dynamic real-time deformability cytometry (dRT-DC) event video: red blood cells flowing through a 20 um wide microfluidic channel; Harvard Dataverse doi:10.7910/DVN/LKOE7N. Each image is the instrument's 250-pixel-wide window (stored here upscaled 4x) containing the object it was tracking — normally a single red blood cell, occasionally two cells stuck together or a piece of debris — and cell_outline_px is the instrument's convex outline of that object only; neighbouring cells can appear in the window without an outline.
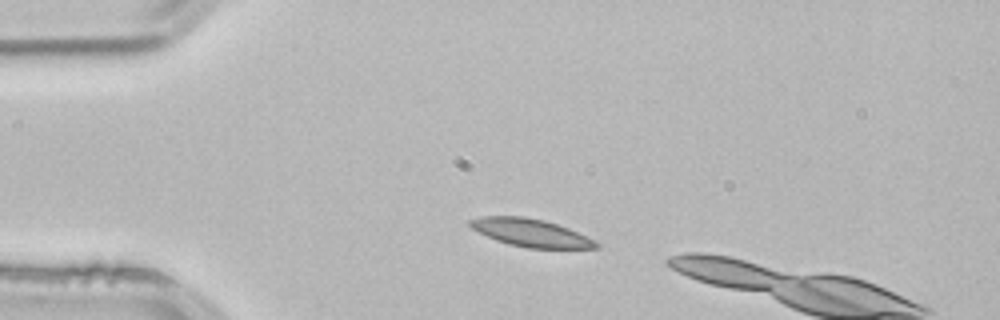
{"species": "common noctule bat (a hibernating species)", "species_latin": "Nyctalus noctula", "temperature_condition": "room temperature", "stored_images_in_passage": 4, "camera_frame_rate_fps": 3000, "um_per_image_px": 0.085, "animal": {"sex": "male", "body_mass_g": 21.5, "forearm_length_mm": 52.0}, "frame": {"image": 1, "passage_image": 4, "time_ms": 1.0, "image_size_px": [1000, 320], "cell_outline_px": [[600, 248], [528, 248], [508, 244], [496, 240], [472, 228], [468, 224], [468, 220], [480, 216], [524, 216], [544, 220], [568, 228], [600, 244]], "centroid_in_image_um": [45.07, 19.78], "position_along_channel_um": 39.9, "area_um2": 20.17}}